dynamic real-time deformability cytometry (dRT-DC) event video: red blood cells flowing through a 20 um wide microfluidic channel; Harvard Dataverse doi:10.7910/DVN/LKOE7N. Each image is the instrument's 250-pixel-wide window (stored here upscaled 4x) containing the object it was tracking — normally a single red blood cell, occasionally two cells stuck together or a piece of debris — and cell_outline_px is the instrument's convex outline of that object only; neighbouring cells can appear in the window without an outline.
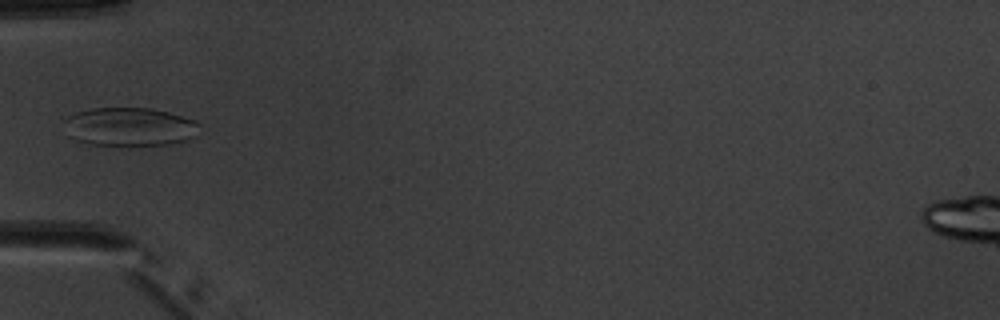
{"species": "common noctule bat (a hibernating species)", "species_latin": "Nyctalus noctula", "temperature_condition": "warm", "stored_images_in_passage": 5, "camera_frame_rate_fps": 3000, "um_per_image_px": 0.085, "animal": {"sex": "male", "body_mass_g": 20.1, "forearm_length_mm": 53.5}, "frame": {"image": 1, "passage_image": 5, "time_ms": 4.667, "image_size_px": [1000, 320], "cell_outline_px": [[200, 124], [192, 136], [188, 140], [172, 144], [88, 144], [76, 140], [68, 136], [64, 120], [68, 116], [76, 112], [88, 108], [152, 108], [168, 112], [196, 120]], "centroid_in_image_um": [10.99, 10.75], "position_along_channel_um": 74.0, "area_um2": 30.11}}